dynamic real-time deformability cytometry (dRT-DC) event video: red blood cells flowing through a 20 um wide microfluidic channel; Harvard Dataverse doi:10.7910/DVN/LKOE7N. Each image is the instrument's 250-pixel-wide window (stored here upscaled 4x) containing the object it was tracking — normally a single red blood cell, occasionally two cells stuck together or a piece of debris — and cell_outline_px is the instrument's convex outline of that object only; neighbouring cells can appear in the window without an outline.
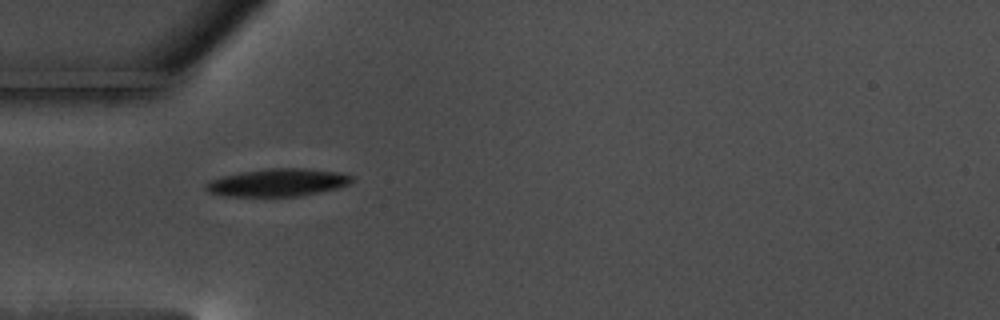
{"species": "common noctule bat (a hibernating species)", "species_latin": "Nyctalus noctula", "temperature_condition": "warm", "stored_images_in_passage": 26, "camera_frame_rate_fps": 3000, "um_per_image_px": 0.085, "animal": {"sex": "male", "body_mass_g": 17.5, "forearm_length_mm": 52.3}, "frame": {"image": 1, "passage_image": 1, "time_ms": 0.0, "image_size_px": [1000, 320], "cell_outline_px": [[356, 176], [348, 184], [336, 188], [320, 192], [300, 196], [228, 196], [208, 192], [204, 188], [204, 184], [208, 180], [240, 172], [268, 168], [304, 168], [340, 172]], "centroid_in_image_um": [23.6, 15.51], "position_along_channel_um": 61.4, "area_um2": 23.64}}
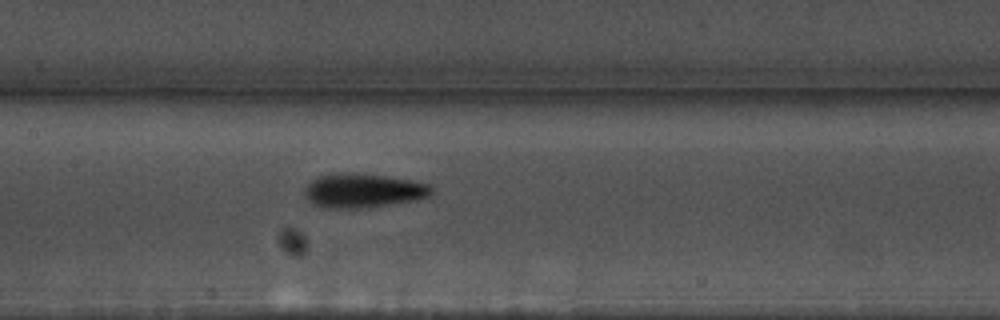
{"frame": {"image": 2, "passage_image": 11, "time_ms": 3.333, "image_size_px": [1000, 320], "cell_outline_px": [[432, 196], [420, 200], [368, 208], [324, 208], [308, 200], [304, 196], [304, 192], [308, 184], [312, 180], [320, 176], [348, 172], [384, 176], [408, 180], [428, 184], [432, 188]], "centroid_in_image_um": [30.91, 16.23], "position_along_channel_um": 176.5, "area_um2": 25.26}}
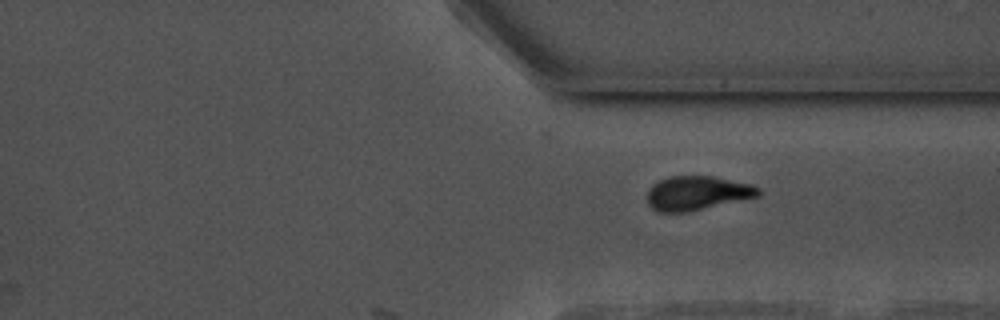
{"frame": {"image": 3, "passage_image": 26, "time_ms": 8.333, "image_size_px": [1000, 320], "cell_outline_px": [[760, 196], [688, 212], [660, 212], [652, 208], [648, 204], [648, 188], [652, 184], [668, 176], [712, 176], [748, 184], [760, 188]], "centroid_in_image_um": [59.23, 16.42], "position_along_channel_um": 352.2, "area_um2": 22.02}}